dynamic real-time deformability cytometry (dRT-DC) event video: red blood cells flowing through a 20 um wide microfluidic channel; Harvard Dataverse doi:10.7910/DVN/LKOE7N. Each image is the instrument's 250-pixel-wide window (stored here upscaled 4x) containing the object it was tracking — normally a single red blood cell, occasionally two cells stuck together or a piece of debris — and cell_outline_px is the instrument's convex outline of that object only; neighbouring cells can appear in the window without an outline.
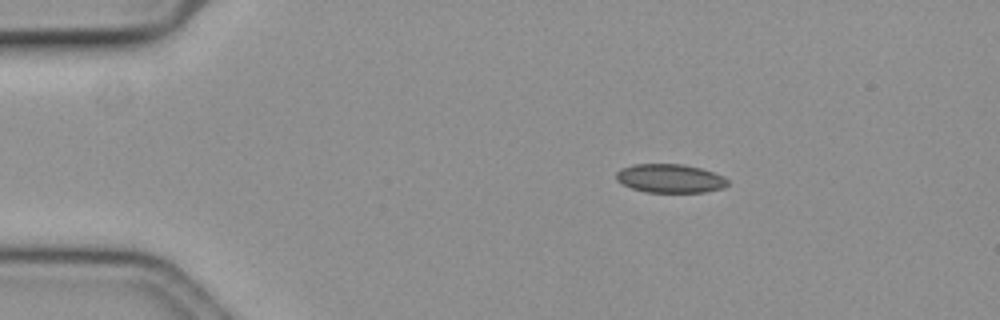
{"species": "common noctule bat (a hibernating species)", "species_latin": "Nyctalus noctula", "temperature_condition": "cold", "stored_images_in_passage": 48, "camera_frame_rate_fps": 3000, "um_per_image_px": 0.085, "animal": {"sex": "female", "body_mass_g": 19.3, "forearm_length_mm": 54.1}, "frame": {"image": 1, "passage_image": 1, "time_ms": 0.0, "image_size_px": [1000, 320], "cell_outline_px": [[728, 184], [724, 188], [704, 192], [644, 192], [620, 184], [616, 180], [616, 172], [620, 168], [632, 164], [684, 164], [700, 168], [712, 172], [728, 180]], "centroid_in_image_um": [56.89, 15.16], "position_along_channel_um": 28.1, "area_um2": 18.73}}
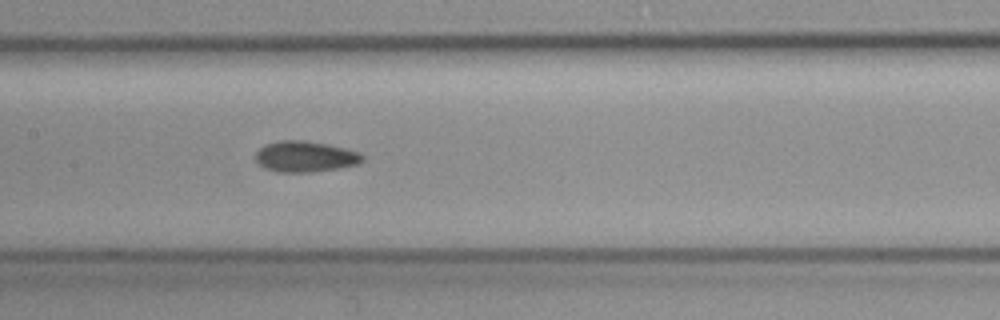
{"frame": {"image": 2, "passage_image": 19, "time_ms": 6.0, "image_size_px": [1000, 320], "cell_outline_px": [[364, 160], [356, 164], [336, 168], [312, 172], [276, 172], [264, 168], [256, 160], [256, 152], [260, 148], [268, 144], [280, 140], [304, 140], [328, 144], [344, 148], [356, 152], [364, 156]], "centroid_in_image_um": [25.92, 13.31], "position_along_channel_um": 181.5, "area_um2": 19.02}}
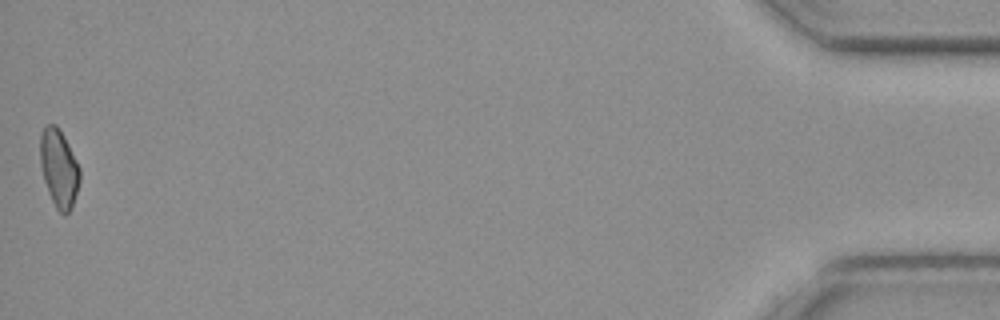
{"frame": {"image": 3, "passage_image": 48, "time_ms": 15.667, "image_size_px": [1000, 320], "cell_outline_px": [[80, 180], [72, 204], [68, 212], [64, 216], [56, 208], [48, 192], [44, 180], [40, 164], [40, 132], [48, 124], [56, 124], [64, 136], [80, 168]], "centroid_in_image_um": [4.99, 14.28], "position_along_channel_um": 430.2, "area_um2": 17.8}, "authors_computed_cell_mechanics": {"area_um2": 18.6694, "velocity_mm_per_s": 3.6295, "shape_relaxation_time_tau1_ms": null, "shape_relaxation_time_tau2_ms": 8.0894, "deformation_change_tau1": null, "deformation_change_tau2": 0.1026}}